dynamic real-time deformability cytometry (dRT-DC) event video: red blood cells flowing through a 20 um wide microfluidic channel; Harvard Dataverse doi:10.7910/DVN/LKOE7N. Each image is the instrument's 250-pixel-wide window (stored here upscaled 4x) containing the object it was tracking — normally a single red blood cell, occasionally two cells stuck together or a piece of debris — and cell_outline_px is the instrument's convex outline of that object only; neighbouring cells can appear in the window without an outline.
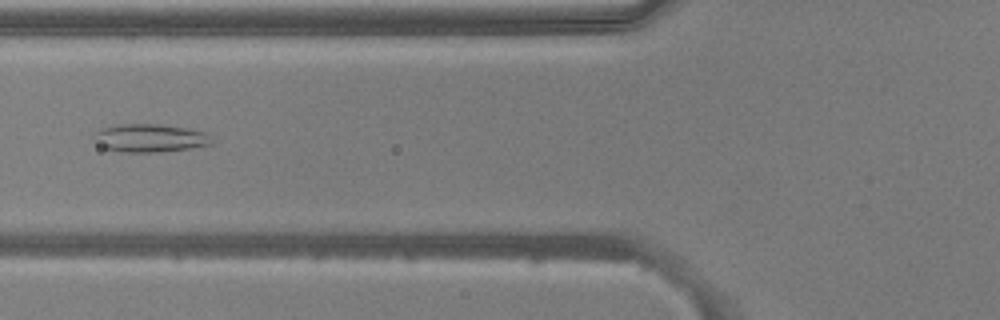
{"species": "common noctule bat (a hibernating species)", "species_latin": "Nyctalus noctula", "temperature_condition": "warm", "stored_images_in_passage": 52, "camera_frame_rate_fps": 3000, "um_per_image_px": 0.085, "animal": {"sex": "male", "body_mass_g": 20.5, "forearm_length_mm": 52.5}, "frame": {"image": 1, "passage_image": 21, "time_ms": 6.667, "image_size_px": [1000, 320], "cell_outline_px": [[212, 144], [188, 148], [156, 152], [124, 152], [104, 148], [92, 136], [100, 128], [116, 124], [156, 124], [188, 128], [208, 132], [212, 140]], "centroid_in_image_um": [12.75, 11.72], "position_along_channel_um": 113.1, "area_um2": 19.25}}
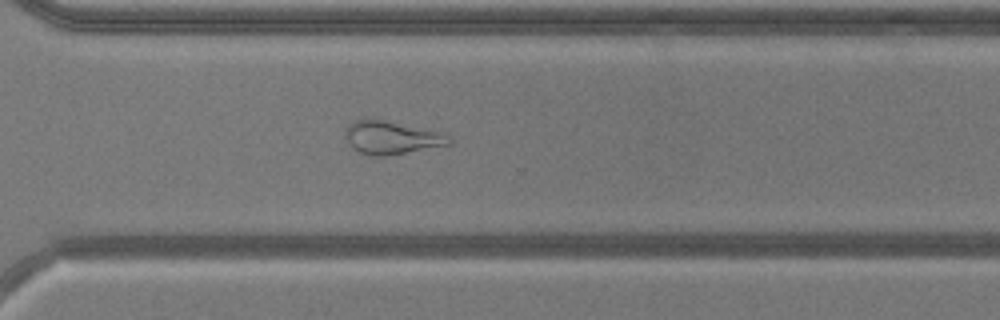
{"frame": {"image": 2, "passage_image": 38, "time_ms": 12.333, "image_size_px": [1000, 320], "cell_outline_px": [[452, 144], [388, 156], [372, 156], [360, 152], [352, 148], [344, 136], [344, 128], [348, 124], [356, 120], [372, 116], [444, 132], [452, 140]], "centroid_in_image_um": [33.26, 11.65], "position_along_channel_um": 337.3, "area_um2": 20.92}}
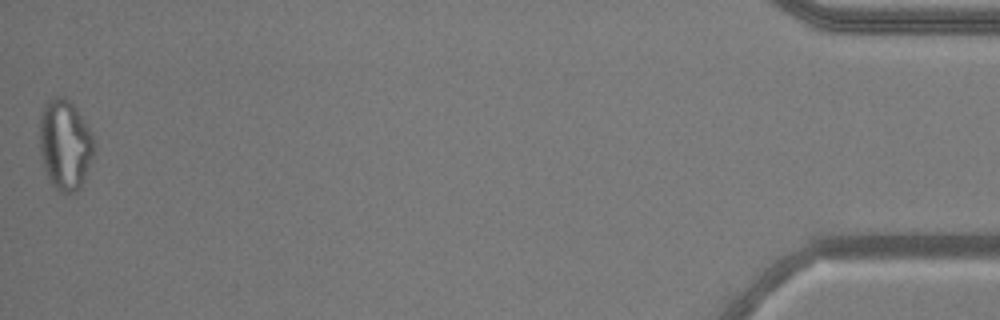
{"frame": {"image": 3, "passage_image": 52, "time_ms": 17.0, "image_size_px": [1000, 320], "cell_outline_px": [[96, 144], [92, 156], [80, 188], [76, 192], [60, 192], [48, 180], [44, 168], [40, 148], [40, 112], [44, 104], [48, 100], [56, 96], [64, 96], [72, 104], [92, 132]], "centroid_in_image_um": [5.52, 12.28], "position_along_channel_um": 429.7, "area_um2": 28.55}, "authors_computed_cell_mechanics": {"area_um2": 24.5939, "velocity_mm_per_s": 3.9541, "shape_relaxation_time_tau1_ms": null, "shape_relaxation_time_tau2_ms": 1.8946, "deformation_change_tau1": null, "deformation_change_tau2": 0.0995}}